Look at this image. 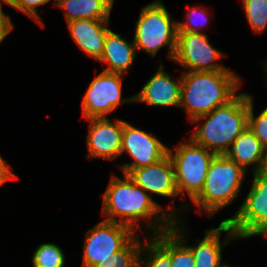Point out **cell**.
Masks as SVG:
<instances>
[{
    "label": "cell",
    "instance_id": "1",
    "mask_svg": "<svg viewBox=\"0 0 267 267\" xmlns=\"http://www.w3.org/2000/svg\"><path fill=\"white\" fill-rule=\"evenodd\" d=\"M124 178L125 181L114 175L102 195V211L108 216L105 220L119 222L135 230L134 227H140V224L136 225L138 220L146 218L154 220L147 225L153 228V235L170 230L173 220L177 219V216L173 215L175 212L172 207L167 212L162 211V207L143 188L137 186L127 174H124ZM115 216L121 217L120 220Z\"/></svg>",
    "mask_w": 267,
    "mask_h": 267
},
{
    "label": "cell",
    "instance_id": "2",
    "mask_svg": "<svg viewBox=\"0 0 267 267\" xmlns=\"http://www.w3.org/2000/svg\"><path fill=\"white\" fill-rule=\"evenodd\" d=\"M240 79L232 71H186L182 75L180 106L193 121L231 100Z\"/></svg>",
    "mask_w": 267,
    "mask_h": 267
},
{
    "label": "cell",
    "instance_id": "3",
    "mask_svg": "<svg viewBox=\"0 0 267 267\" xmlns=\"http://www.w3.org/2000/svg\"><path fill=\"white\" fill-rule=\"evenodd\" d=\"M248 113L249 95H235L226 104L195 118L192 122L206 120L201 127L196 126L190 138L216 155H225L233 141L248 126Z\"/></svg>",
    "mask_w": 267,
    "mask_h": 267
},
{
    "label": "cell",
    "instance_id": "4",
    "mask_svg": "<svg viewBox=\"0 0 267 267\" xmlns=\"http://www.w3.org/2000/svg\"><path fill=\"white\" fill-rule=\"evenodd\" d=\"M245 172L225 155H216L209 165L202 190L192 201L212 216L238 196Z\"/></svg>",
    "mask_w": 267,
    "mask_h": 267
},
{
    "label": "cell",
    "instance_id": "5",
    "mask_svg": "<svg viewBox=\"0 0 267 267\" xmlns=\"http://www.w3.org/2000/svg\"><path fill=\"white\" fill-rule=\"evenodd\" d=\"M135 27L133 42L137 49L154 57L161 47L168 46V55L173 60L177 44V22L170 17L161 0L141 9Z\"/></svg>",
    "mask_w": 267,
    "mask_h": 267
},
{
    "label": "cell",
    "instance_id": "6",
    "mask_svg": "<svg viewBox=\"0 0 267 267\" xmlns=\"http://www.w3.org/2000/svg\"><path fill=\"white\" fill-rule=\"evenodd\" d=\"M174 151L175 154L168 148L167 154L174 167L177 191L179 194L188 192L193 200L202 190L209 165L216 154L196 144L191 138L188 144L181 143Z\"/></svg>",
    "mask_w": 267,
    "mask_h": 267
},
{
    "label": "cell",
    "instance_id": "7",
    "mask_svg": "<svg viewBox=\"0 0 267 267\" xmlns=\"http://www.w3.org/2000/svg\"><path fill=\"white\" fill-rule=\"evenodd\" d=\"M252 187L243 204L228 222L238 238L267 235V166L254 173Z\"/></svg>",
    "mask_w": 267,
    "mask_h": 267
},
{
    "label": "cell",
    "instance_id": "8",
    "mask_svg": "<svg viewBox=\"0 0 267 267\" xmlns=\"http://www.w3.org/2000/svg\"><path fill=\"white\" fill-rule=\"evenodd\" d=\"M128 225L103 220L86 234L83 267H92L111 258L123 249L136 235Z\"/></svg>",
    "mask_w": 267,
    "mask_h": 267
},
{
    "label": "cell",
    "instance_id": "9",
    "mask_svg": "<svg viewBox=\"0 0 267 267\" xmlns=\"http://www.w3.org/2000/svg\"><path fill=\"white\" fill-rule=\"evenodd\" d=\"M122 74L102 71L90 83L82 100L83 116L89 118L107 117L118 105L134 102V96L122 99Z\"/></svg>",
    "mask_w": 267,
    "mask_h": 267
},
{
    "label": "cell",
    "instance_id": "10",
    "mask_svg": "<svg viewBox=\"0 0 267 267\" xmlns=\"http://www.w3.org/2000/svg\"><path fill=\"white\" fill-rule=\"evenodd\" d=\"M207 37L202 32L177 33L173 60L188 68V71H230L214 62L223 55L208 42Z\"/></svg>",
    "mask_w": 267,
    "mask_h": 267
},
{
    "label": "cell",
    "instance_id": "11",
    "mask_svg": "<svg viewBox=\"0 0 267 267\" xmlns=\"http://www.w3.org/2000/svg\"><path fill=\"white\" fill-rule=\"evenodd\" d=\"M167 150L168 146L157 137L123 121L121 154L126 151L134 159L131 163L119 166L123 174L128 175L133 169L159 162L167 155Z\"/></svg>",
    "mask_w": 267,
    "mask_h": 267
},
{
    "label": "cell",
    "instance_id": "12",
    "mask_svg": "<svg viewBox=\"0 0 267 267\" xmlns=\"http://www.w3.org/2000/svg\"><path fill=\"white\" fill-rule=\"evenodd\" d=\"M87 150L89 157L115 160L121 155L123 121L111 122L108 117L89 118Z\"/></svg>",
    "mask_w": 267,
    "mask_h": 267
},
{
    "label": "cell",
    "instance_id": "13",
    "mask_svg": "<svg viewBox=\"0 0 267 267\" xmlns=\"http://www.w3.org/2000/svg\"><path fill=\"white\" fill-rule=\"evenodd\" d=\"M128 176L146 192L174 198L179 195L172 161L168 154L159 162L133 169Z\"/></svg>",
    "mask_w": 267,
    "mask_h": 267
},
{
    "label": "cell",
    "instance_id": "14",
    "mask_svg": "<svg viewBox=\"0 0 267 267\" xmlns=\"http://www.w3.org/2000/svg\"><path fill=\"white\" fill-rule=\"evenodd\" d=\"M181 85L182 76L176 82L160 65L156 74L134 95V102H146L150 106H180Z\"/></svg>",
    "mask_w": 267,
    "mask_h": 267
},
{
    "label": "cell",
    "instance_id": "15",
    "mask_svg": "<svg viewBox=\"0 0 267 267\" xmlns=\"http://www.w3.org/2000/svg\"><path fill=\"white\" fill-rule=\"evenodd\" d=\"M108 20L81 19L68 22V27L75 43L88 56L98 60L104 49Z\"/></svg>",
    "mask_w": 267,
    "mask_h": 267
},
{
    "label": "cell",
    "instance_id": "16",
    "mask_svg": "<svg viewBox=\"0 0 267 267\" xmlns=\"http://www.w3.org/2000/svg\"><path fill=\"white\" fill-rule=\"evenodd\" d=\"M225 156L236 162L245 171L246 167L255 164L253 172H258L267 166V149L247 126L233 141Z\"/></svg>",
    "mask_w": 267,
    "mask_h": 267
},
{
    "label": "cell",
    "instance_id": "17",
    "mask_svg": "<svg viewBox=\"0 0 267 267\" xmlns=\"http://www.w3.org/2000/svg\"><path fill=\"white\" fill-rule=\"evenodd\" d=\"M221 232H228V240L238 238L228 222H221L218 228L205 232L204 238L197 246H188L195 260V267H221Z\"/></svg>",
    "mask_w": 267,
    "mask_h": 267
},
{
    "label": "cell",
    "instance_id": "18",
    "mask_svg": "<svg viewBox=\"0 0 267 267\" xmlns=\"http://www.w3.org/2000/svg\"><path fill=\"white\" fill-rule=\"evenodd\" d=\"M136 52L134 42L129 43L121 35L109 30L105 39L104 49L99 61L108 63L103 71L125 74L132 66Z\"/></svg>",
    "mask_w": 267,
    "mask_h": 267
},
{
    "label": "cell",
    "instance_id": "19",
    "mask_svg": "<svg viewBox=\"0 0 267 267\" xmlns=\"http://www.w3.org/2000/svg\"><path fill=\"white\" fill-rule=\"evenodd\" d=\"M57 7L63 8L67 23L70 21L109 20L114 0H56Z\"/></svg>",
    "mask_w": 267,
    "mask_h": 267
},
{
    "label": "cell",
    "instance_id": "20",
    "mask_svg": "<svg viewBox=\"0 0 267 267\" xmlns=\"http://www.w3.org/2000/svg\"><path fill=\"white\" fill-rule=\"evenodd\" d=\"M146 238L144 245L147 251L148 260L145 261L141 256V267H171L170 261V230L153 235ZM151 257V258H150ZM144 265V266H143Z\"/></svg>",
    "mask_w": 267,
    "mask_h": 267
},
{
    "label": "cell",
    "instance_id": "21",
    "mask_svg": "<svg viewBox=\"0 0 267 267\" xmlns=\"http://www.w3.org/2000/svg\"><path fill=\"white\" fill-rule=\"evenodd\" d=\"M177 223H179L178 218L173 220L170 229L171 267H195L193 253L187 245H183L185 243L184 231L180 232Z\"/></svg>",
    "mask_w": 267,
    "mask_h": 267
},
{
    "label": "cell",
    "instance_id": "22",
    "mask_svg": "<svg viewBox=\"0 0 267 267\" xmlns=\"http://www.w3.org/2000/svg\"><path fill=\"white\" fill-rule=\"evenodd\" d=\"M142 243L135 236L123 249L92 267H141Z\"/></svg>",
    "mask_w": 267,
    "mask_h": 267
},
{
    "label": "cell",
    "instance_id": "23",
    "mask_svg": "<svg viewBox=\"0 0 267 267\" xmlns=\"http://www.w3.org/2000/svg\"><path fill=\"white\" fill-rule=\"evenodd\" d=\"M65 257L59 246L52 243L41 244L33 254V267H65Z\"/></svg>",
    "mask_w": 267,
    "mask_h": 267
},
{
    "label": "cell",
    "instance_id": "24",
    "mask_svg": "<svg viewBox=\"0 0 267 267\" xmlns=\"http://www.w3.org/2000/svg\"><path fill=\"white\" fill-rule=\"evenodd\" d=\"M243 4L252 30L264 32L267 27V0H243Z\"/></svg>",
    "mask_w": 267,
    "mask_h": 267
},
{
    "label": "cell",
    "instance_id": "25",
    "mask_svg": "<svg viewBox=\"0 0 267 267\" xmlns=\"http://www.w3.org/2000/svg\"><path fill=\"white\" fill-rule=\"evenodd\" d=\"M253 108V98L249 95L248 127L267 149V107L257 117H254Z\"/></svg>",
    "mask_w": 267,
    "mask_h": 267
},
{
    "label": "cell",
    "instance_id": "26",
    "mask_svg": "<svg viewBox=\"0 0 267 267\" xmlns=\"http://www.w3.org/2000/svg\"><path fill=\"white\" fill-rule=\"evenodd\" d=\"M198 11H200V12H198ZM197 13H198V15L200 14V16H202L204 18V20L202 18L200 25L208 23V17L206 18V15H207L206 12L201 11L199 9V7L194 6V7H192V9L189 8V10H188L187 19H186V20H188V22L183 23V22L177 21V31H178L177 33H184V32H193V33L197 32L198 33L199 32L198 29H200L201 26H199V24H196L197 21L195 22V17H196Z\"/></svg>",
    "mask_w": 267,
    "mask_h": 267
},
{
    "label": "cell",
    "instance_id": "27",
    "mask_svg": "<svg viewBox=\"0 0 267 267\" xmlns=\"http://www.w3.org/2000/svg\"><path fill=\"white\" fill-rule=\"evenodd\" d=\"M51 0H17V3L13 8L26 13L28 16L37 21L41 26H44V23L40 20L38 12L35 7L44 5Z\"/></svg>",
    "mask_w": 267,
    "mask_h": 267
},
{
    "label": "cell",
    "instance_id": "28",
    "mask_svg": "<svg viewBox=\"0 0 267 267\" xmlns=\"http://www.w3.org/2000/svg\"><path fill=\"white\" fill-rule=\"evenodd\" d=\"M17 176L10 170L9 165L0 155V185L4 184L7 180L16 179Z\"/></svg>",
    "mask_w": 267,
    "mask_h": 267
},
{
    "label": "cell",
    "instance_id": "29",
    "mask_svg": "<svg viewBox=\"0 0 267 267\" xmlns=\"http://www.w3.org/2000/svg\"><path fill=\"white\" fill-rule=\"evenodd\" d=\"M13 24L10 17L5 15L2 10V4L0 3V30H12Z\"/></svg>",
    "mask_w": 267,
    "mask_h": 267
},
{
    "label": "cell",
    "instance_id": "30",
    "mask_svg": "<svg viewBox=\"0 0 267 267\" xmlns=\"http://www.w3.org/2000/svg\"><path fill=\"white\" fill-rule=\"evenodd\" d=\"M10 31L12 30H0V43L5 39Z\"/></svg>",
    "mask_w": 267,
    "mask_h": 267
},
{
    "label": "cell",
    "instance_id": "31",
    "mask_svg": "<svg viewBox=\"0 0 267 267\" xmlns=\"http://www.w3.org/2000/svg\"><path fill=\"white\" fill-rule=\"evenodd\" d=\"M1 1L5 2L6 4L10 5L11 7H13L17 3V0H1Z\"/></svg>",
    "mask_w": 267,
    "mask_h": 267
},
{
    "label": "cell",
    "instance_id": "32",
    "mask_svg": "<svg viewBox=\"0 0 267 267\" xmlns=\"http://www.w3.org/2000/svg\"><path fill=\"white\" fill-rule=\"evenodd\" d=\"M264 66L266 67V69H265V71L267 72V61L266 62H264Z\"/></svg>",
    "mask_w": 267,
    "mask_h": 267
},
{
    "label": "cell",
    "instance_id": "33",
    "mask_svg": "<svg viewBox=\"0 0 267 267\" xmlns=\"http://www.w3.org/2000/svg\"><path fill=\"white\" fill-rule=\"evenodd\" d=\"M221 267H231V266H229L227 264H223Z\"/></svg>",
    "mask_w": 267,
    "mask_h": 267
}]
</instances>
